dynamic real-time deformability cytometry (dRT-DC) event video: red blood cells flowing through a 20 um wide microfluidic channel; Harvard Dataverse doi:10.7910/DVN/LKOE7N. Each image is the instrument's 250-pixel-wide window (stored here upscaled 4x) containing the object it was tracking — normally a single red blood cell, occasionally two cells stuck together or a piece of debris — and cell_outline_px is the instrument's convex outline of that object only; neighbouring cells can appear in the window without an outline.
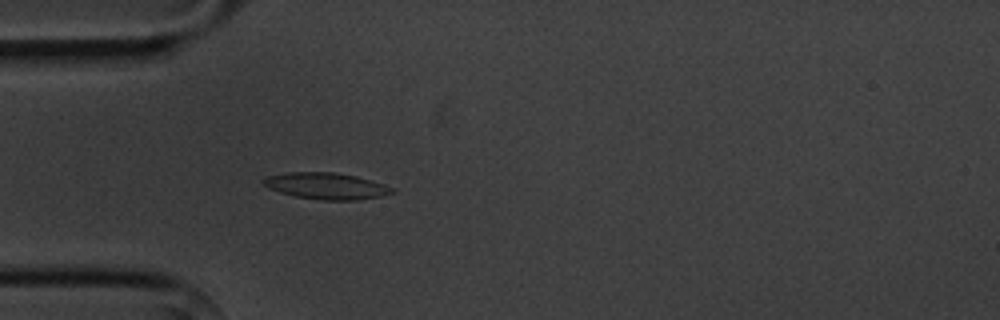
{"species": "common noctule bat (a hibernating species)", "species_latin": "Nyctalus noctula", "temperature_condition": "cold", "stored_images_in_passage": 4, "camera_frame_rate_fps": 3000, "um_per_image_px": 0.085, "animal": {"sex": "male", "body_mass_g": 20.1, "forearm_length_mm": 53.5}, "frame": {"image": 1, "passage_image": 4, "time_ms": 3.667, "image_size_px": [1000, 320], "cell_outline_px": [[396, 192], [380, 196], [356, 200], [320, 200], [296, 196], [280, 192], [268, 188], [260, 180], [268, 176], [288, 172], [336, 172], [356, 176], [384, 184], [392, 188]], "centroid_in_image_um": [27.72, 15.8], "position_along_channel_um": 57.3, "area_um2": 19.77}}